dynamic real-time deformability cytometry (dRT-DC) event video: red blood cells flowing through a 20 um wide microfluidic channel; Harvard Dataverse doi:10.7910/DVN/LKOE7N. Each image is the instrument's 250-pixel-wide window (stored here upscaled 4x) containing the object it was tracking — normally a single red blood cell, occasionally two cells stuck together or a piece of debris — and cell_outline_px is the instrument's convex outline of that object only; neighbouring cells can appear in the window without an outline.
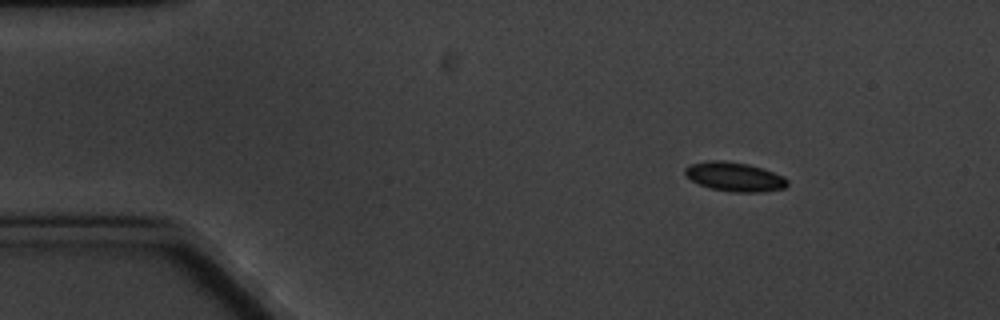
{"species": "common noctule bat (a hibernating species)", "species_latin": "Nyctalus noctula", "temperature_condition": "cold", "stored_images_in_passage": 4, "camera_frame_rate_fps": 3000, "um_per_image_px": 0.085, "animal": {"sex": "male", "body_mass_g": 20.1, "forearm_length_mm": 53.5}, "frame": {"image": 1, "passage_image": 1, "time_ms": 0.0, "image_size_px": [1000, 320], "cell_outline_px": [[788, 184], [784, 188], [764, 192], [732, 192], [708, 188], [692, 180], [684, 172], [684, 168], [692, 164], [712, 160], [720, 160], [748, 164], [784, 176], [788, 180]], "centroid_in_image_um": [62.45, 15.04], "position_along_channel_um": 22.5, "area_um2": 17.22}}